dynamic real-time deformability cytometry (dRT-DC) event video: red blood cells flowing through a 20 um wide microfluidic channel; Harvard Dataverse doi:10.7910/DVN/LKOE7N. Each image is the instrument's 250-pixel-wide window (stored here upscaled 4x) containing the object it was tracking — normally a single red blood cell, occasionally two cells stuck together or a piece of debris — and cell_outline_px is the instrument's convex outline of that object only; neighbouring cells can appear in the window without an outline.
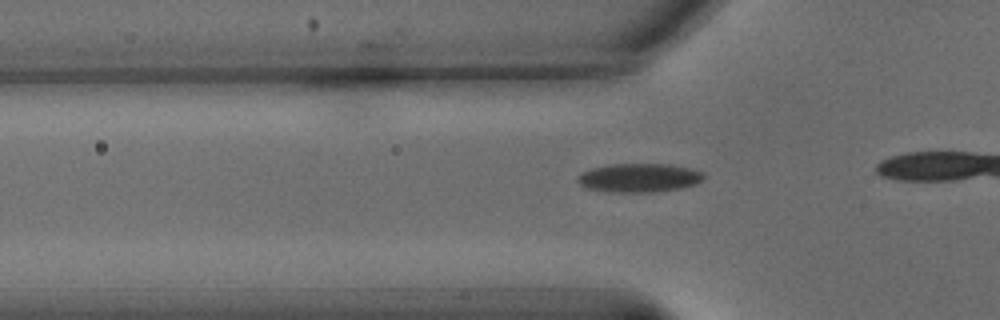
{"species": "common noctule bat (a hibernating species)", "species_latin": "Nyctalus noctula", "temperature_condition": "warm", "stored_images_in_passage": 41, "camera_frame_rate_fps": 3000, "um_per_image_px": 0.085, "animal": {"sex": "male", "body_mass_g": 15.6}, "frame": {"image": 1, "passage_image": 14, "time_ms": 4.333, "image_size_px": [1000, 320], "cell_outline_px": [[704, 176], [696, 184], [680, 188], [656, 192], [612, 192], [588, 188], [580, 184], [576, 180], [580, 172], [592, 168], [612, 164], [668, 164], [692, 168], [704, 172]], "centroid_in_image_um": [54.33, 15.11], "position_along_channel_um": 71.5, "area_um2": 21.15}}
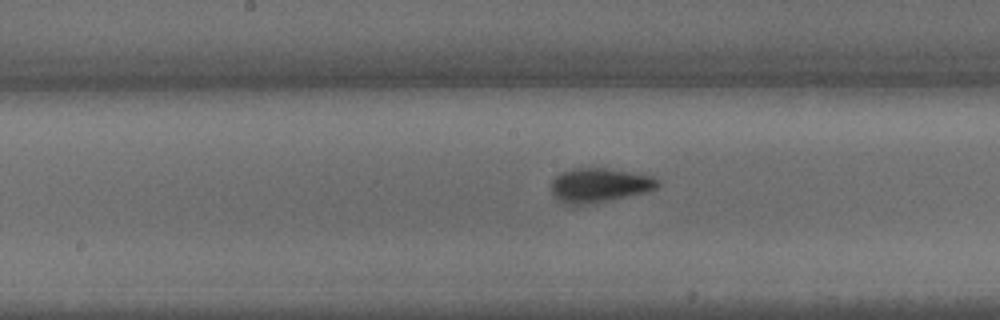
{"frame": {"image": 2, "passage_image": 25, "time_ms": 8.0, "image_size_px": [1000, 320], "cell_outline_px": [[660, 184], [656, 188], [648, 192], [572, 208], [564, 204], [552, 192], [552, 180], [560, 172], [572, 168], [604, 168], [632, 172], [652, 176], [660, 180]], "centroid_in_image_um": [50.94, 15.76], "position_along_channel_um": 197.3, "area_um2": 21.68}}
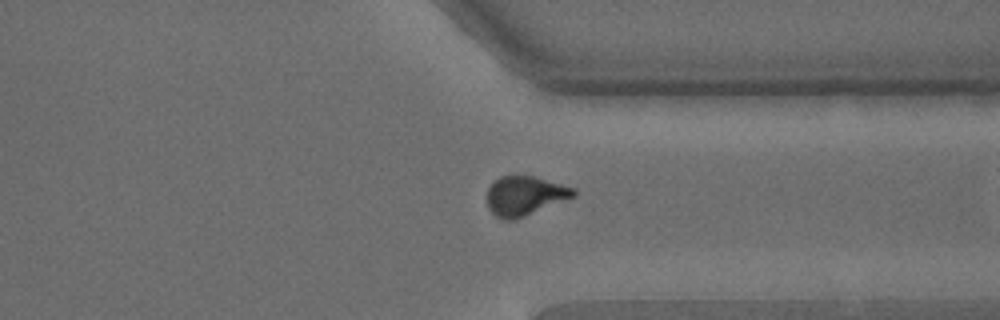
{"frame": {"image": 3, "passage_image": 40, "time_ms": 13.0, "image_size_px": [1000, 320], "cell_outline_px": [[576, 196], [524, 216], [512, 220], [504, 220], [496, 216], [488, 208], [488, 188], [500, 176], [532, 176], [576, 188]], "centroid_in_image_um": [44.62, 16.64], "position_along_channel_um": 366.8, "area_um2": 19.54}}